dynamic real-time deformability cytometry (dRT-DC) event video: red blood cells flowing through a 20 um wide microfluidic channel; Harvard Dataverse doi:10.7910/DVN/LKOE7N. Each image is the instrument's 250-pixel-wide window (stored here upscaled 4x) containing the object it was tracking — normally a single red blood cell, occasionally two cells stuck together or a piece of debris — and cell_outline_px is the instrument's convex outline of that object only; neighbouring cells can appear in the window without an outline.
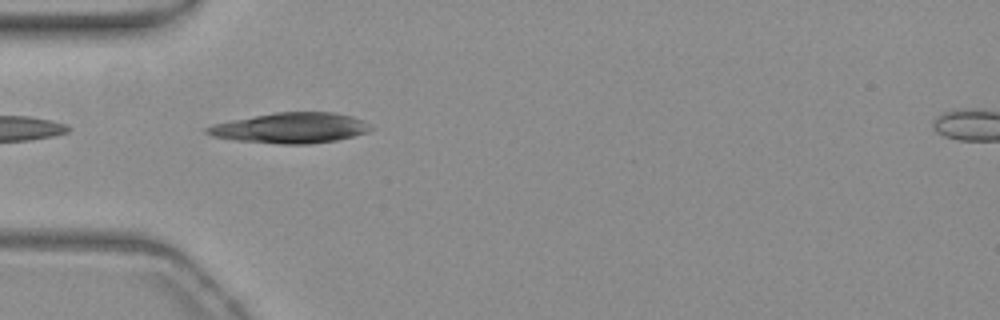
{"species": "common noctule bat (a hibernating species)", "species_latin": "Nyctalus noctula", "temperature_condition": "warm", "stored_images_in_passage": 8, "camera_frame_rate_fps": 3000, "um_per_image_px": 0.085, "animal": {"sex": "female", "body_mass_g": 19.3, "forearm_length_mm": 54.1}, "frame": {"image": 1, "passage_image": 1, "time_ms": 0.0, "image_size_px": [1000, 320], "cell_outline_px": [[372, 128], [368, 132], [336, 140], [312, 144], [280, 144], [236, 140], [212, 136], [204, 132], [204, 128], [212, 124], [232, 120], [276, 112], [332, 112], [352, 116], [360, 120]], "centroid_in_image_um": [24.66, 10.88], "position_along_channel_um": 60.3, "area_um2": 28.78}}